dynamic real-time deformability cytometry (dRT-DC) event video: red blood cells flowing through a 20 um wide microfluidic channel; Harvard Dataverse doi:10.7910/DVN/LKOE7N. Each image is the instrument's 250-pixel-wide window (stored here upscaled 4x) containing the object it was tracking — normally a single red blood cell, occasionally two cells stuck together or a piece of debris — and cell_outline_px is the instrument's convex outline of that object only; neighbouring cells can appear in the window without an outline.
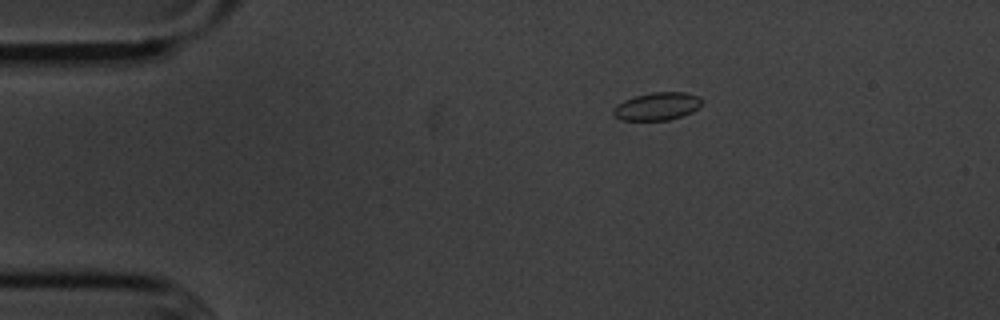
{"species": "common noctule bat (a hibernating species)", "species_latin": "Nyctalus noctula", "temperature_condition": "cold", "stored_images_in_passage": 50, "camera_frame_rate_fps": 3000, "um_per_image_px": 0.085, "animal": {"sex": "male", "body_mass_g": 20.1, "forearm_length_mm": 53.5}, "frame": {"image": 1, "passage_image": 4, "time_ms": 1.0, "image_size_px": [1000, 320], "cell_outline_px": [[700, 108], [692, 112], [668, 120], [620, 120], [612, 112], [612, 108], [616, 104], [624, 100], [636, 96], [652, 92], [684, 92], [700, 96]], "centroid_in_image_um": [55.84, 9.03], "position_along_channel_um": 29.2, "area_um2": 14.33}}
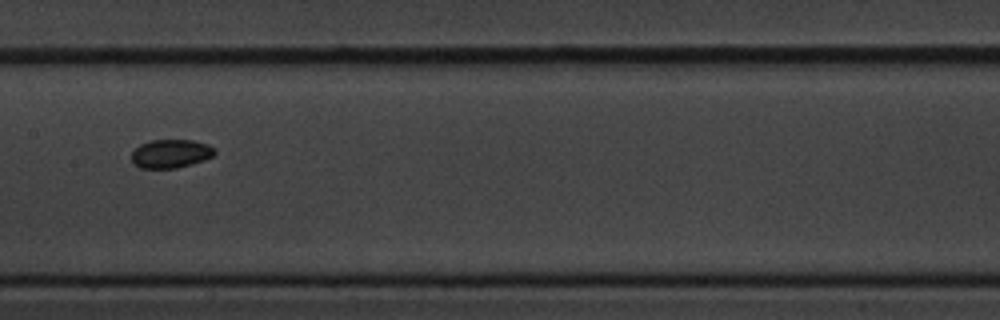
{"frame": {"image": 2, "passage_image": 22, "time_ms": 7.0, "image_size_px": [1000, 320], "cell_outline_px": [[216, 152], [212, 156], [204, 160], [192, 164], [176, 168], [140, 168], [132, 164], [132, 152], [140, 144], [152, 140], [192, 140], [208, 144], [216, 148]], "centroid_in_image_um": [14.52, 13.06], "position_along_channel_um": 192.9, "area_um2": 13.93}}
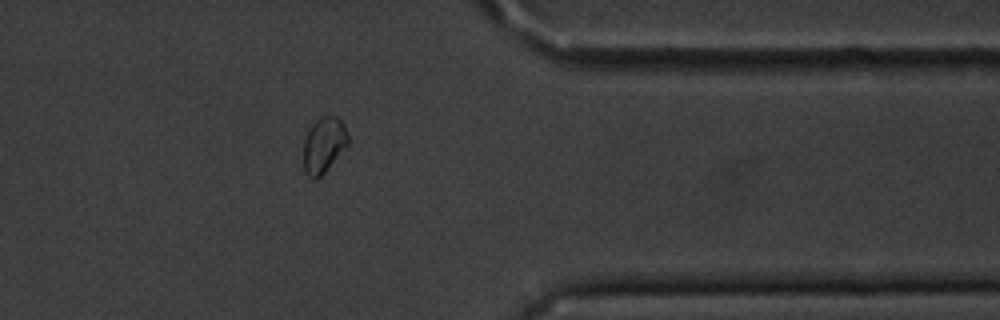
{"frame": {"image": 3, "passage_image": 39, "time_ms": 12.667, "image_size_px": [1000, 320], "cell_outline_px": [[348, 144], [324, 172], [316, 180], [312, 180], [304, 172], [304, 140], [312, 124], [320, 116], [336, 116], [344, 124], [348, 136]], "centroid_in_image_um": [27.51, 12.32], "position_along_channel_um": 383.9, "area_um2": 14.28}, "authors_computed_cell_mechanics": {"area_um2": 14.2477, "velocity_mm_per_s": 3.5881, "shape_relaxation_time_tau1_ms": null, "shape_relaxation_time_tau2_ms": 3.2543, "deformation_change_tau1": null, "deformation_change_tau2": 0.0482}}